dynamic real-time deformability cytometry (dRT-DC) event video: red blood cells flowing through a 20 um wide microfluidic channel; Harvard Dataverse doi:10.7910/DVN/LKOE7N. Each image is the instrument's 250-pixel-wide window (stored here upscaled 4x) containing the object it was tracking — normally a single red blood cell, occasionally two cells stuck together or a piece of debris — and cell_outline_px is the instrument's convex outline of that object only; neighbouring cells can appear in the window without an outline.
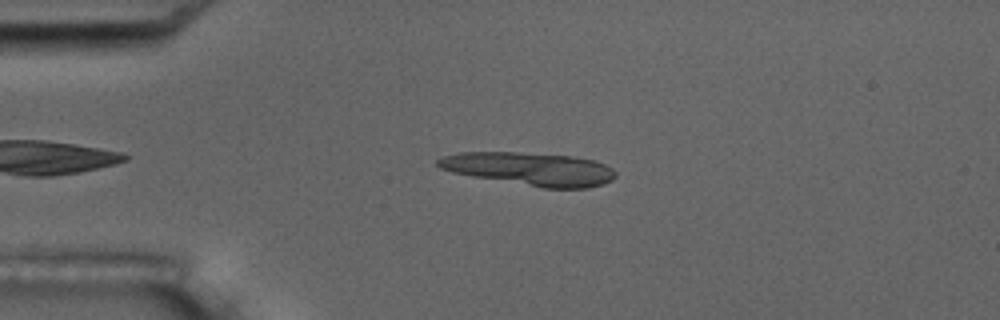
{"species": "common noctule bat (a hibernating species)", "species_latin": "Nyctalus noctula", "temperature_condition": "room temperature", "stored_images_in_passage": 4, "camera_frame_rate_fps": 3000, "um_per_image_px": 0.085, "animal": {"sex": "male", "body_mass_g": 17.5, "forearm_length_mm": 52.3}, "frame": {"image": 1, "passage_image": 3, "time_ms": 2.333, "image_size_px": [1000, 320], "cell_outline_px": [[616, 176], [612, 180], [604, 184], [588, 188], [544, 188], [472, 176], [452, 172], [440, 168], [436, 164], [436, 160], [444, 156], [460, 152], [516, 152], [572, 156], [596, 160], [612, 168], [616, 172]], "centroid_in_image_um": [45.06, 14.36], "position_along_channel_um": 39.9, "area_um2": 34.28}}